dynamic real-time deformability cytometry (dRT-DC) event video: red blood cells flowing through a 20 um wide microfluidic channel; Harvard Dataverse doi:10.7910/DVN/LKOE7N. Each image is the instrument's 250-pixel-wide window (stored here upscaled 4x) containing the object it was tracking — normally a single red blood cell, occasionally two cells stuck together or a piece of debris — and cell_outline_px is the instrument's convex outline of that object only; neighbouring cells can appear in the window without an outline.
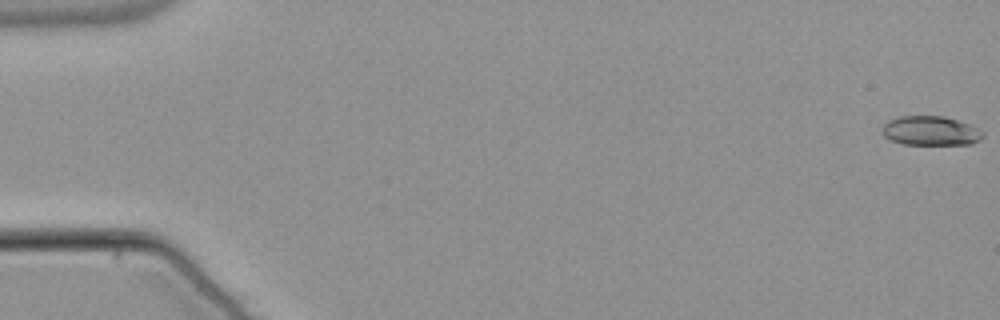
{"species": "common noctule bat (a hibernating species)", "species_latin": "Nyctalus noctula", "temperature_condition": "warm", "stored_images_in_passage": 55, "camera_frame_rate_fps": 3000, "um_per_image_px": 0.085, "animal": {"sex": "male", "body_mass_g": 21.5, "forearm_length_mm": 52.0}, "frame": {"image": 1, "passage_image": 1, "time_ms": 0.0, "image_size_px": [1000, 320], "cell_outline_px": [[984, 136], [980, 140], [972, 144], [904, 144], [892, 140], [884, 136], [880, 132], [884, 124], [888, 120], [900, 116], [944, 116], [968, 124], [984, 132]], "centroid_in_image_um": [79.09, 11.12], "position_along_channel_um": 5.9, "area_um2": 17.17}}
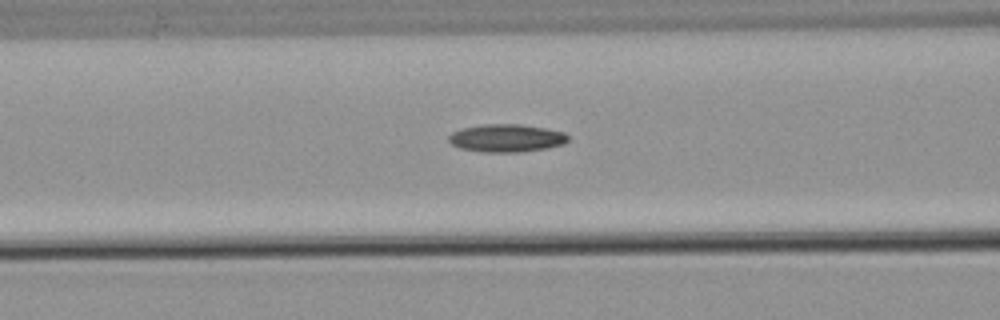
{"frame": {"image": 2, "passage_image": 23, "time_ms": 7.333, "image_size_px": [1000, 320], "cell_outline_px": [[568, 140], [564, 144], [548, 148], [520, 152], [484, 152], [460, 148], [452, 144], [448, 140], [448, 136], [452, 132], [460, 128], [484, 124], [520, 124], [544, 128], [564, 132], [568, 136]], "centroid_in_image_um": [43.04, 11.74], "position_along_channel_um": 123.6, "area_um2": 19.42}}
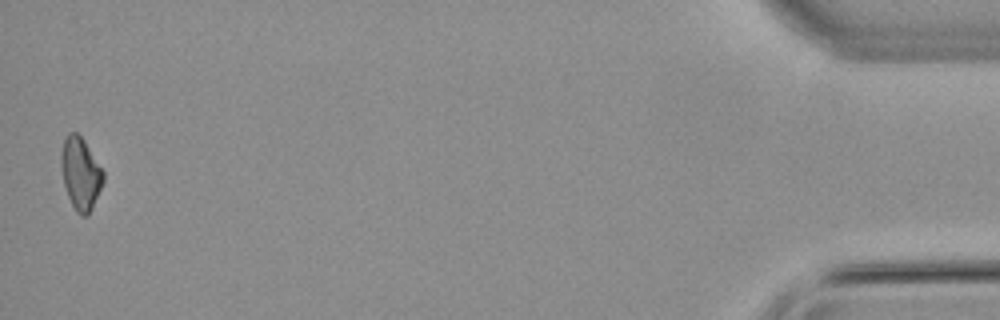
{"frame": {"image": 3, "passage_image": 54, "time_ms": 17.667, "image_size_px": [1000, 320], "cell_outline_px": [[104, 180], [92, 208], [88, 216], [80, 216], [76, 212], [68, 196], [64, 184], [60, 164], [60, 156], [64, 140], [68, 132], [76, 132], [84, 140], [104, 172]], "centroid_in_image_um": [6.84, 14.76], "position_along_channel_um": 428.4, "area_um2": 17.69}}